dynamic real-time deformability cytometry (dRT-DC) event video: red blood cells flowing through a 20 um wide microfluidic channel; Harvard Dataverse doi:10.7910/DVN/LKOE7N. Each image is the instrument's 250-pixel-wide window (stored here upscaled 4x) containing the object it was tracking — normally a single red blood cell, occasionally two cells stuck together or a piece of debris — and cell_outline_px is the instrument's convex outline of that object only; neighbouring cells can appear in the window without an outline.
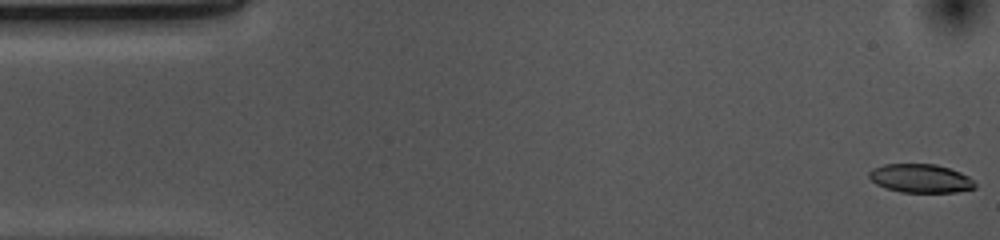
{"species": "common noctule bat (a hibernating species)", "species_latin": "Nyctalus noctula", "temperature_condition": "cold", "stored_images_in_passage": 53, "camera_frame_rate_fps": 3000, "um_per_image_px": 0.085, "animal": {"sex": "female", "body_mass_g": 10.0, "forearm_length_mm": 53.1}, "frame": {"image": 1, "passage_image": 1, "time_ms": 0.0, "image_size_px": [1000, 240], "cell_outline_px": [[976, 188], [956, 192], [900, 192], [884, 188], [876, 184], [868, 176], [868, 172], [872, 168], [884, 164], [936, 164], [960, 172], [968, 176], [976, 184]], "centroid_in_image_um": [78.22, 15.16], "position_along_channel_um": 6.8, "area_um2": 17.74}}
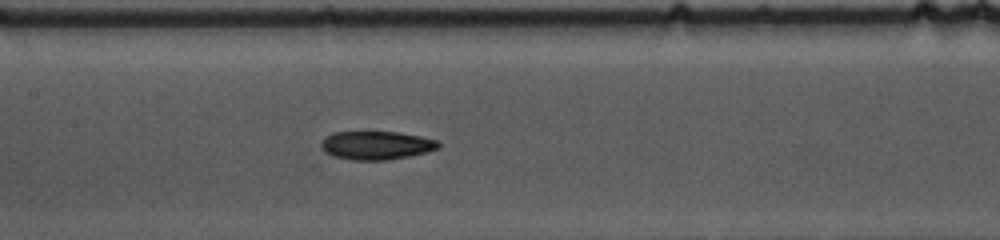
{"frame": {"image": 2, "passage_image": 24, "time_ms": 7.667, "image_size_px": [1000, 240], "cell_outline_px": [[440, 148], [408, 156], [388, 160], [352, 160], [332, 156], [324, 152], [320, 148], [320, 144], [328, 136], [336, 132], [400, 132], [420, 136], [436, 140], [440, 144]], "centroid_in_image_um": [31.98, 12.36], "position_along_channel_um": 175.4, "area_um2": 19.36}}
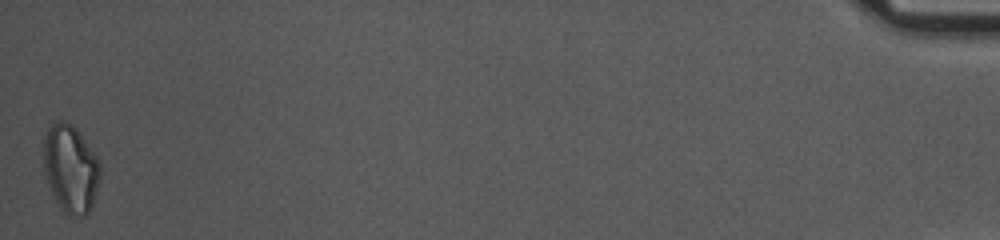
{"frame": {"image": 3, "passage_image": 53, "time_ms": 17.333, "image_size_px": [1000, 240], "cell_outline_px": [[100, 180], [92, 204], [88, 212], [84, 216], [68, 216], [60, 208], [48, 184], [44, 168], [44, 140], [48, 128], [52, 124], [60, 120], [64, 120], [72, 124], [100, 160]], "centroid_in_image_um": [6.01, 14.34], "position_along_channel_um": 429.2, "area_um2": 28.78}, "authors_computed_cell_mechanics": {"area_um2": 19.5942, "velocity_mm_per_s": 3.6839, "shape_relaxation_time_tau1_ms": 7.6242, "shape_relaxation_time_tau2_ms": 8.1332, "deformation_change_tau1": 0.1643, "deformation_change_tau2": 0.1544}}